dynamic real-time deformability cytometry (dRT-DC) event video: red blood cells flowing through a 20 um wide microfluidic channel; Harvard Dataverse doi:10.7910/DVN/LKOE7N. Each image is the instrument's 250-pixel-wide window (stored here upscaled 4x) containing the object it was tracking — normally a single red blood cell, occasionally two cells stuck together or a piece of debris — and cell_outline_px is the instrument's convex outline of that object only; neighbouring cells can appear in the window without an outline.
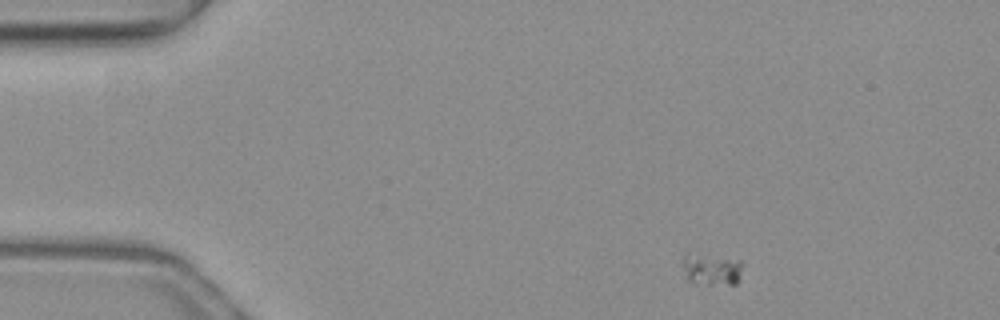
{"species": "common noctule bat (a hibernating species)", "species_latin": "Nyctalus noctula", "temperature_condition": "warm", "stored_images_in_passage": 47, "camera_frame_rate_fps": 3000, "um_per_image_px": 0.085, "animal": {"sex": "female", "body_mass_g": 19.3, "forearm_length_mm": 54.1}, "frame": {"image": 1, "passage_image": 1, "time_ms": 0.0, "image_size_px": [1000, 320], "cell_outline_px": [[744, 264], [736, 284], [696, 284], [688, 280], [684, 268], [684, 256], [688, 252], [740, 260]], "centroid_in_image_um": [60.5, 22.89], "position_along_channel_um": 24.5, "area_um2": 11.04}}
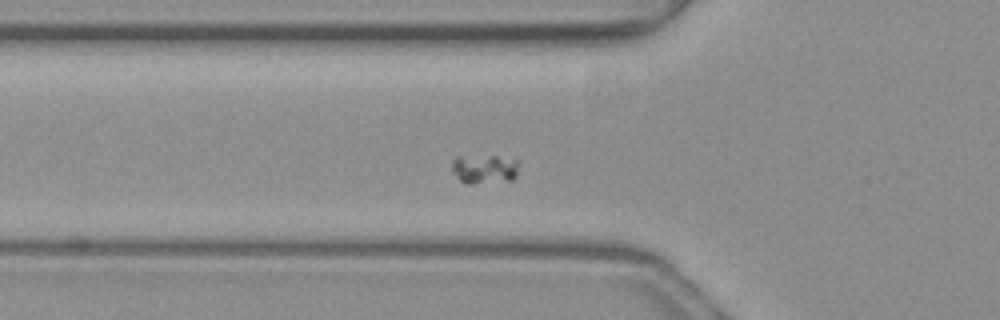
{"frame": {"image": 2, "passage_image": 12, "time_ms": 3.667, "image_size_px": [1000, 320], "cell_outline_px": [[520, 160], [516, 176], [512, 180], [472, 184], [464, 184], [452, 172], [452, 160], [456, 156], [516, 156]], "centroid_in_image_um": [41.23, 14.34], "position_along_channel_um": 84.6, "area_um2": 11.91}}
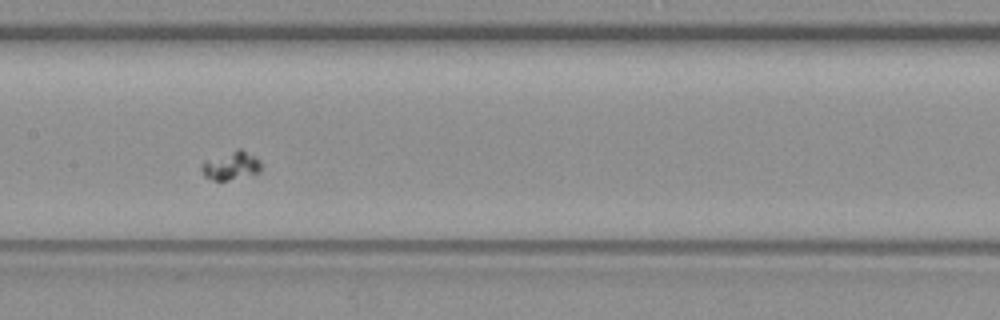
{"frame": {"image": 3, "passage_image": 20, "time_ms": 6.333, "image_size_px": [1000, 320], "cell_outline_px": [[260, 172], [228, 180], [212, 180], [204, 176], [200, 168], [200, 164], [204, 160], [236, 148], [240, 148], [256, 156], [260, 160]], "centroid_in_image_um": [19.6, 14.05], "position_along_channel_um": 187.8, "area_um2": 10.06}}